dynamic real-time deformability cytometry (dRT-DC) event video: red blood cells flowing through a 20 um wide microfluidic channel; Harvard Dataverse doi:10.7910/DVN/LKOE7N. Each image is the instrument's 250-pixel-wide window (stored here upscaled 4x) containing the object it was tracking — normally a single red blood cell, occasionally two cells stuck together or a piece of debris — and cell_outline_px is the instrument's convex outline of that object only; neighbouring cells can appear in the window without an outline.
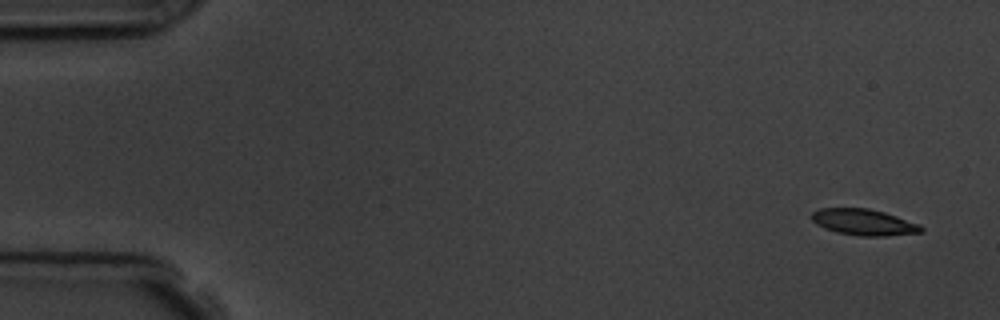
{"species": "common noctule bat (a hibernating species)", "species_latin": "Nyctalus noctula", "temperature_condition": "room temperature", "stored_images_in_passage": 6, "camera_frame_rate_fps": 3000, "um_per_image_px": 0.085, "animal": {"sex": "male", "body_mass_g": 19.5, "forearm_length_mm": 54.6}, "frame": {"image": 1, "passage_image": 1, "time_ms": 0.0, "image_size_px": [1000, 320], "cell_outline_px": [[924, 232], [884, 236], [860, 236], [836, 232], [824, 228], [816, 224], [812, 220], [812, 212], [820, 208], [868, 208], [884, 212], [920, 224], [924, 228]], "centroid_in_image_um": [73.43, 18.89], "position_along_channel_um": 11.6, "area_um2": 16.76}}
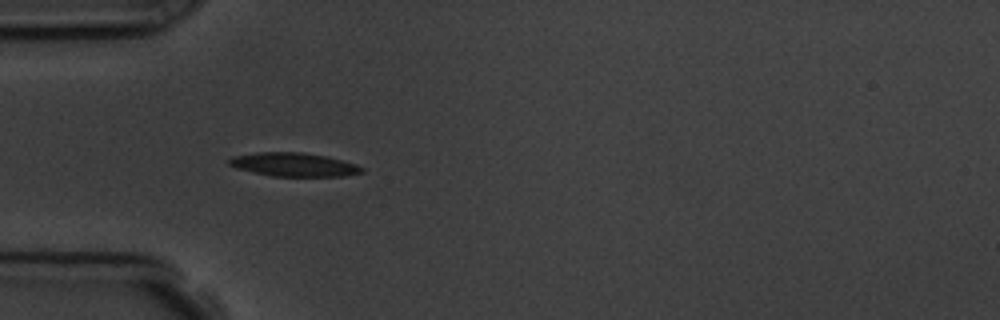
{"frame": {"image": 2, "passage_image": 5, "time_ms": 4.667, "image_size_px": [1000, 320], "cell_outline_px": [[364, 172], [344, 176], [272, 176], [236, 168], [228, 164], [228, 160], [232, 156], [256, 152], [304, 152], [324, 156], [356, 164], [364, 168]], "centroid_in_image_um": [24.95, 13.99], "position_along_channel_um": 60.0, "area_um2": 18.21}}